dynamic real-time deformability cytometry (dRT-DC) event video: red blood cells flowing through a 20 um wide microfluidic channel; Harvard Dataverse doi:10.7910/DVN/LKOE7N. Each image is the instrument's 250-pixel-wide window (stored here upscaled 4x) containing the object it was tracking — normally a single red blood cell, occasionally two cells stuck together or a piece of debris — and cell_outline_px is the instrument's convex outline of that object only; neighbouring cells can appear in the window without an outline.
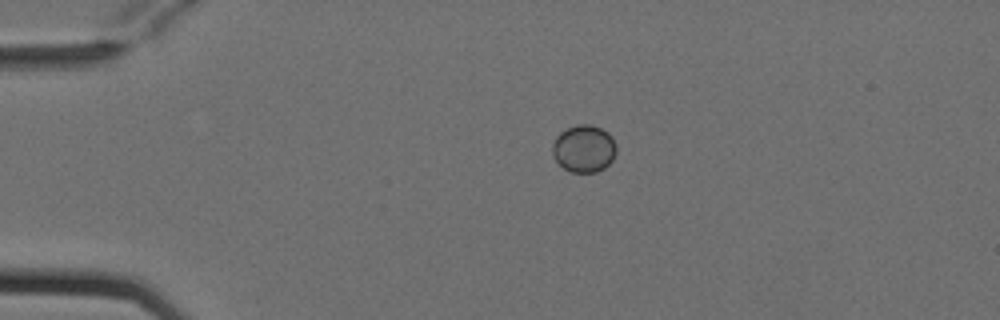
{"species": "Egyptian fruit bat (a non-hibernating species)", "species_latin": "Rousettus aegyptiacus", "temperature_condition": "cold", "stored_images_in_passage": 3, "camera_frame_rate_fps": 3000, "um_per_image_px": 0.085, "animal": {"sex": "female"}, "frame": {"image": 1, "passage_image": 1, "time_ms": 0.0, "image_size_px": [1000, 320], "cell_outline_px": [[616, 152], [612, 160], [604, 168], [596, 172], [572, 172], [564, 168], [552, 156], [552, 144], [556, 136], [560, 132], [576, 124], [588, 124], [600, 128], [608, 132], [612, 136], [616, 144]], "centroid_in_image_um": [49.63, 12.62], "position_along_channel_um": 35.4, "area_um2": 17.69}}
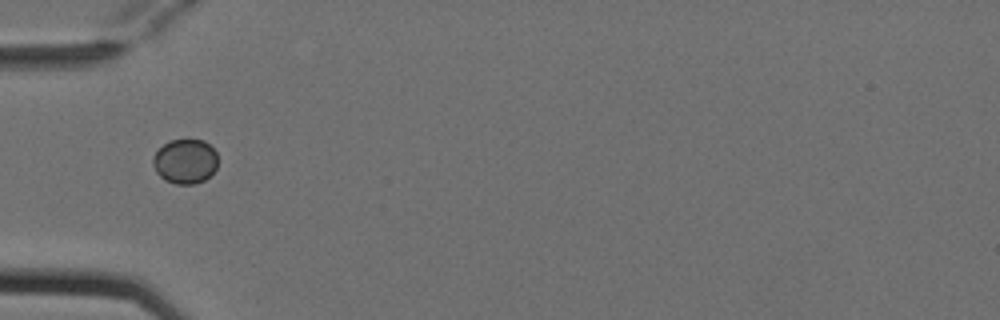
{"frame": {"image": 2, "passage_image": 2, "time_ms": 0.333, "image_size_px": [1000, 320], "cell_outline_px": [[216, 168], [204, 180], [192, 184], [176, 184], [164, 180], [156, 172], [152, 164], [152, 156], [164, 144], [172, 140], [204, 140], [216, 152]], "centroid_in_image_um": [15.71, 13.72], "position_along_channel_um": 69.3, "area_um2": 16.7}}
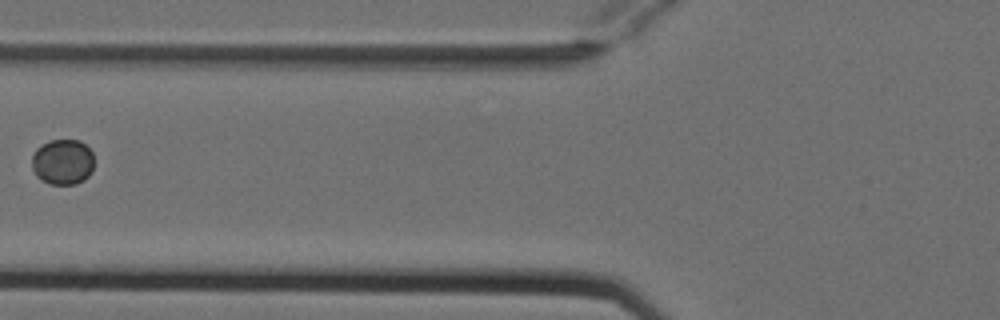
{"frame": {"image": 3, "passage_image": 3, "time_ms": 0.667, "image_size_px": [1000, 320], "cell_outline_px": [[92, 172], [84, 180], [76, 184], [48, 184], [40, 180], [36, 176], [32, 168], [32, 156], [36, 148], [48, 140], [80, 140], [92, 152]], "centroid_in_image_um": [5.3, 13.77], "position_along_channel_um": 120.5, "area_um2": 16.65}}